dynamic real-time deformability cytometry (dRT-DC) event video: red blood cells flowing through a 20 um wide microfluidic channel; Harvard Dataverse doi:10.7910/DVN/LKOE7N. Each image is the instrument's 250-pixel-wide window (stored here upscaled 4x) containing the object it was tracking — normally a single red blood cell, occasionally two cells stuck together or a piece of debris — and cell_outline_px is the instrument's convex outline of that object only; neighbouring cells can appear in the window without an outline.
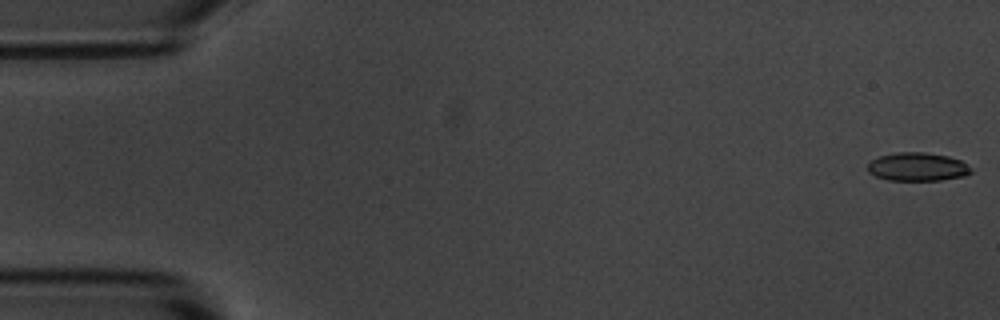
{"species": "common noctule bat (a hibernating species)", "species_latin": "Nyctalus noctula", "temperature_condition": "room temperature", "stored_images_in_passage": 11, "camera_frame_rate_fps": 3000, "um_per_image_px": 0.085, "animal": {"sex": "male", "body_mass_g": 20.1, "forearm_length_mm": 53.5}, "frame": {"image": 1, "passage_image": 1, "time_ms": 0.0, "image_size_px": [1000, 320], "cell_outline_px": [[972, 172], [964, 176], [940, 180], [888, 180], [876, 176], [868, 172], [868, 164], [872, 160], [880, 156], [896, 152], [924, 152], [948, 156], [960, 160], [972, 168]], "centroid_in_image_um": [77.99, 14.18], "position_along_channel_um": 7.0, "area_um2": 17.05}}
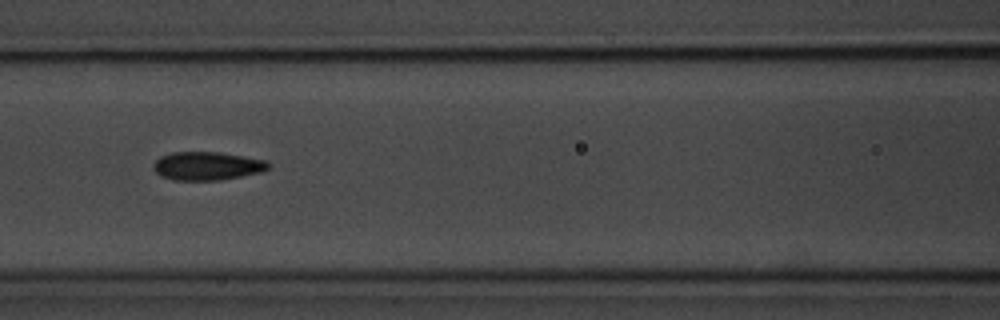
{"frame": {"image": 2, "passage_image": 7, "time_ms": 7.667, "image_size_px": [1000, 320], "cell_outline_px": [[272, 164], [268, 168], [260, 172], [220, 180], [172, 180], [160, 176], [152, 168], [152, 164], [160, 156], [172, 152], [220, 152], [264, 160]], "centroid_in_image_um": [17.55, 14.1], "position_along_channel_um": 149.0, "area_um2": 19.02}}
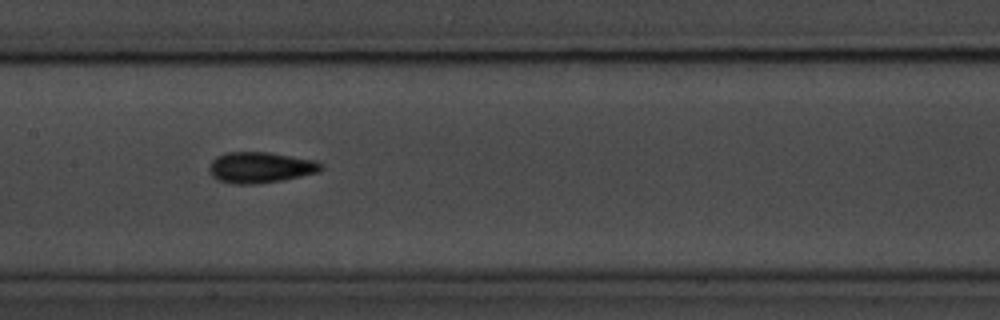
{"frame": {"image": 3, "passage_image": 8, "time_ms": 8.667, "image_size_px": [1000, 320], "cell_outline_px": [[324, 168], [320, 172], [280, 180], [256, 184], [232, 184], [216, 180], [208, 172], [208, 168], [212, 160], [216, 156], [228, 152], [268, 152], [316, 160], [324, 164]], "centroid_in_image_um": [22.12, 14.23], "position_along_channel_um": 185.3, "area_um2": 20.4}}